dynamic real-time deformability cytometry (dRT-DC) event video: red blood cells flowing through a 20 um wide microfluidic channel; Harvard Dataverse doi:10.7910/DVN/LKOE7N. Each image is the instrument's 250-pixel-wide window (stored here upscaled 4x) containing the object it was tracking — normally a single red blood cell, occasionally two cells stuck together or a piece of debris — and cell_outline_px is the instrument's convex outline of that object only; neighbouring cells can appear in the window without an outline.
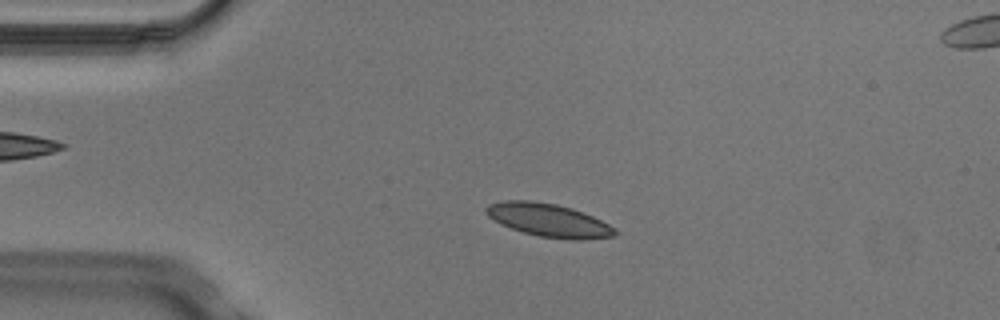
{"species": "Egyptian fruit bat (a non-hibernating species)", "species_latin": "Rousettus aegyptiacus", "temperature_condition": "cold", "stored_images_in_passage": 4, "camera_frame_rate_fps": 3000, "um_per_image_px": 0.085, "animal": {"sex": "male"}, "frame": {"image": 1, "passage_image": 3, "time_ms": 0.667, "image_size_px": [1000, 320], "cell_outline_px": [[620, 232], [616, 236], [584, 240], [572, 240], [540, 236], [524, 232], [512, 228], [488, 216], [484, 212], [484, 208], [488, 204], [504, 200], [532, 200], [556, 204], [572, 208], [592, 216], [616, 228]], "centroid_in_image_um": [46.68, 18.71], "position_along_channel_um": 38.3, "area_um2": 24.91}}